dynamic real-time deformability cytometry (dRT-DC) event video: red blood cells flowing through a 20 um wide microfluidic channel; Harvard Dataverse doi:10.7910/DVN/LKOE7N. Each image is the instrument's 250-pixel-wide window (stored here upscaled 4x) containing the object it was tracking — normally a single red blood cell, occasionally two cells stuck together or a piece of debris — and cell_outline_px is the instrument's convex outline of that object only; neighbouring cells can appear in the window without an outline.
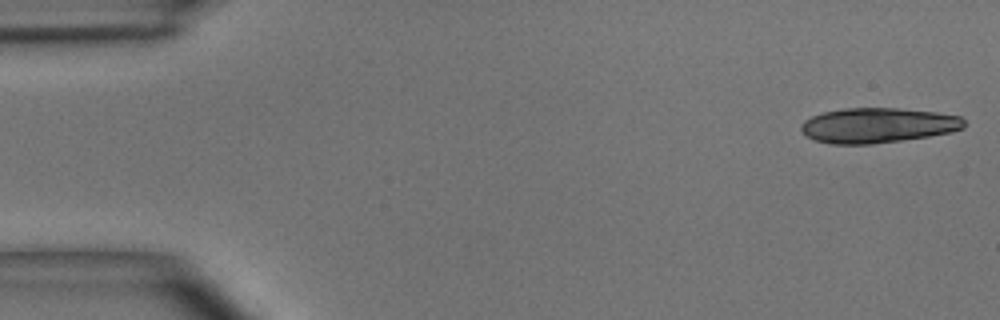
{"species": "common noctule bat (a hibernating species)", "species_latin": "Nyctalus noctula", "temperature_condition": "room temperature", "stored_images_in_passage": 15, "camera_frame_rate_fps": 3000, "um_per_image_px": 0.085, "animal": {"sex": "male", "body_mass_g": 15.6}, "frame": {"image": 1, "passage_image": 1, "time_ms": 0.0, "image_size_px": [1000, 320], "cell_outline_px": [[964, 128], [952, 132], [928, 136], [872, 144], [832, 144], [816, 140], [808, 136], [800, 128], [800, 124], [804, 120], [812, 116], [824, 112], [844, 108], [900, 108], [936, 112], [960, 116], [964, 120]], "centroid_in_image_um": [74.62, 10.65], "position_along_channel_um": 10.4, "area_um2": 33.18}}